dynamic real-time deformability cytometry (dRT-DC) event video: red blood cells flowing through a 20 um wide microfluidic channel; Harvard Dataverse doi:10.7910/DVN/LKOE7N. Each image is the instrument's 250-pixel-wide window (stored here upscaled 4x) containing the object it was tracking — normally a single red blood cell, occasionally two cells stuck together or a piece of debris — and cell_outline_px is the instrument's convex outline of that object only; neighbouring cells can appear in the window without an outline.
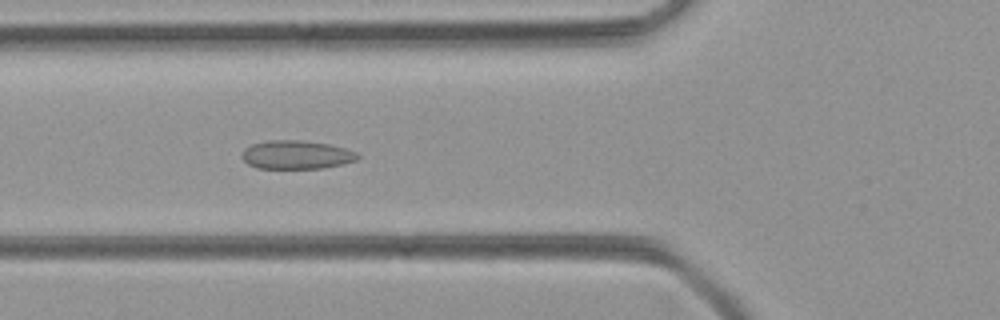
{"species": "common noctule bat (a hibernating species)", "species_latin": "Nyctalus noctula", "temperature_condition": "room temperature", "stored_images_in_passage": 52, "camera_frame_rate_fps": 3000, "um_per_image_px": 0.085, "animal": {"sex": "female", "body_mass_g": 21.9}, "frame": {"image": 1, "passage_image": 19, "time_ms": 6.0, "image_size_px": [1000, 320], "cell_outline_px": [[360, 156], [356, 160], [344, 164], [324, 168], [256, 168], [248, 164], [240, 156], [244, 148], [252, 144], [268, 140], [300, 140], [328, 144], [348, 148], [356, 152]], "centroid_in_image_um": [25.2, 13.15], "position_along_channel_um": 100.6, "area_um2": 19.42}}
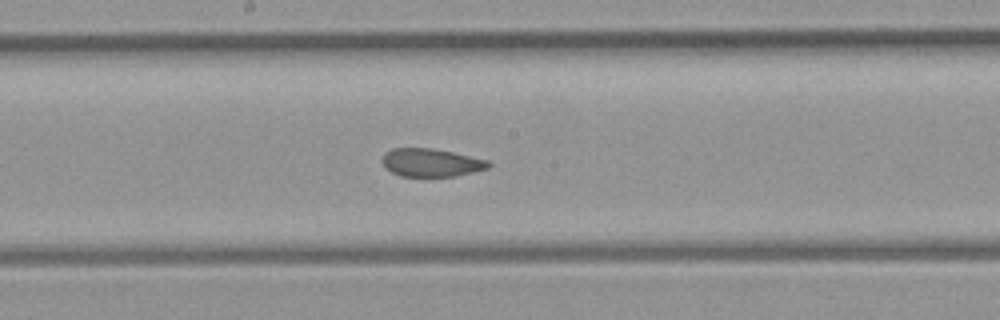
{"frame": {"image": 2, "passage_image": 27, "time_ms": 8.667, "image_size_px": [1000, 320], "cell_outline_px": [[492, 164], [488, 168], [456, 176], [400, 176], [384, 168], [380, 160], [384, 152], [392, 148], [432, 148], [452, 152], [488, 160]], "centroid_in_image_um": [36.59, 13.82], "position_along_channel_um": 211.6, "area_um2": 17.51}}
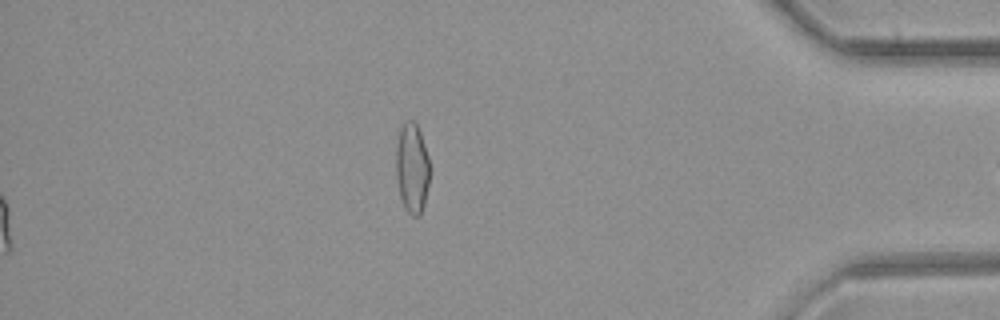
{"frame": {"image": 3, "passage_image": 52, "time_ms": 17.0, "image_size_px": [1000, 320], "cell_outline_px": [[428, 184], [424, 204], [420, 216], [412, 216], [404, 208], [400, 196], [396, 176], [396, 144], [400, 128], [408, 120], [412, 120], [416, 124], [420, 132], [428, 156]], "centroid_in_image_um": [35.0, 14.3], "position_along_channel_um": 400.2, "area_um2": 17.51}}